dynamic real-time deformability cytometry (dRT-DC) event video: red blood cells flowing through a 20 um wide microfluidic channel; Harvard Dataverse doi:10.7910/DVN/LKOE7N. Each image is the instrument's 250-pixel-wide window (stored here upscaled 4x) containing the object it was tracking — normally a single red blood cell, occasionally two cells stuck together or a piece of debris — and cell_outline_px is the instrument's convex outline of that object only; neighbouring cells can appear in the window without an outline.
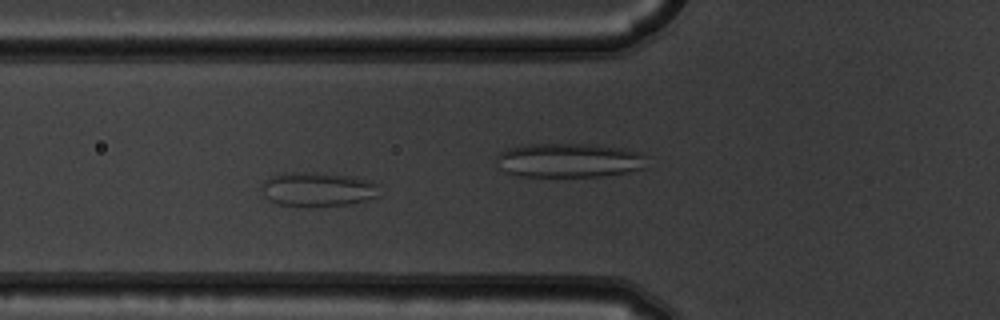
{"species": "common noctule bat (a hibernating species)", "species_latin": "Nyctalus noctula", "temperature_condition": "warm", "stored_images_in_passage": 3, "camera_frame_rate_fps": 3000, "um_per_image_px": 0.085, "animal": {"sex": "male", "body_mass_g": 19.5, "forearm_length_mm": 54.6}, "frame": {"image": 1, "passage_image": 3, "time_ms": 0.667, "image_size_px": [1000, 320], "cell_outline_px": [[380, 196], [348, 204], [304, 208], [276, 204], [264, 196], [260, 188], [264, 180], [272, 176], [284, 172], [324, 172], [352, 176], [372, 180], [376, 184]], "centroid_in_image_um": [26.97, 16.09], "position_along_channel_um": 98.8, "area_um2": 24.22}}